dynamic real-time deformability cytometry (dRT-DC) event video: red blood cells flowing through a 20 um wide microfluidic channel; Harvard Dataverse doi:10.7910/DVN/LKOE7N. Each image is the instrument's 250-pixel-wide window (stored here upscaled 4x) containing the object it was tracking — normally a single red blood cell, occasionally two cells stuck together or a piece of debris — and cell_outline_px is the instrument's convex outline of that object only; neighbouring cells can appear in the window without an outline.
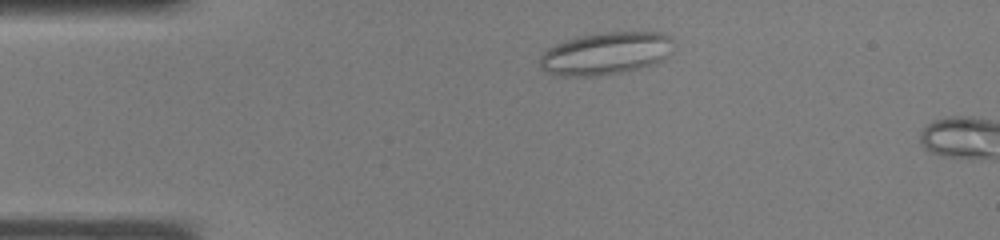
{"species": "common noctule bat (a hibernating species)", "species_latin": "Nyctalus noctula", "temperature_condition": "warm", "stored_images_in_passage": 3, "camera_frame_rate_fps": 3000, "um_per_image_px": 0.085, "animal": {"sex": "male", "body_mass_g": 19.0, "forearm_length_mm": 50.8}, "frame": {"image": 1, "passage_image": 1, "time_ms": 0.0, "image_size_px": [1000, 240], "cell_outline_px": [[676, 44], [668, 56], [656, 64], [620, 72], [596, 76], [560, 76], [544, 72], [540, 68], [540, 56], [548, 48], [556, 44], [576, 36], [600, 32], [660, 32], [672, 36]], "centroid_in_image_um": [51.52, 4.53], "position_along_channel_um": 33.5, "area_um2": 33.64}}